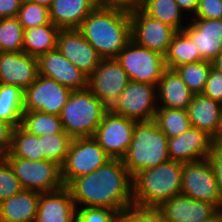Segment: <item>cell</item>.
Segmentation results:
<instances>
[{"mask_svg": "<svg viewBox=\"0 0 222 222\" xmlns=\"http://www.w3.org/2000/svg\"><path fill=\"white\" fill-rule=\"evenodd\" d=\"M193 93L176 70L166 68L157 84L158 107L186 110Z\"/></svg>", "mask_w": 222, "mask_h": 222, "instance_id": "obj_23", "label": "cell"}, {"mask_svg": "<svg viewBox=\"0 0 222 222\" xmlns=\"http://www.w3.org/2000/svg\"><path fill=\"white\" fill-rule=\"evenodd\" d=\"M23 190L9 163L4 159L0 163V203Z\"/></svg>", "mask_w": 222, "mask_h": 222, "instance_id": "obj_38", "label": "cell"}, {"mask_svg": "<svg viewBox=\"0 0 222 222\" xmlns=\"http://www.w3.org/2000/svg\"><path fill=\"white\" fill-rule=\"evenodd\" d=\"M43 160H49L62 166L69 150L72 138L65 132L39 136Z\"/></svg>", "mask_w": 222, "mask_h": 222, "instance_id": "obj_34", "label": "cell"}, {"mask_svg": "<svg viewBox=\"0 0 222 222\" xmlns=\"http://www.w3.org/2000/svg\"><path fill=\"white\" fill-rule=\"evenodd\" d=\"M37 61L38 74L72 90L88 88V76L64 57L58 49L40 55Z\"/></svg>", "mask_w": 222, "mask_h": 222, "instance_id": "obj_18", "label": "cell"}, {"mask_svg": "<svg viewBox=\"0 0 222 222\" xmlns=\"http://www.w3.org/2000/svg\"><path fill=\"white\" fill-rule=\"evenodd\" d=\"M14 127L3 120H0V149L6 154L8 153Z\"/></svg>", "mask_w": 222, "mask_h": 222, "instance_id": "obj_43", "label": "cell"}, {"mask_svg": "<svg viewBox=\"0 0 222 222\" xmlns=\"http://www.w3.org/2000/svg\"><path fill=\"white\" fill-rule=\"evenodd\" d=\"M60 30L52 22L25 29L23 52L38 58L42 54L57 49V39Z\"/></svg>", "mask_w": 222, "mask_h": 222, "instance_id": "obj_26", "label": "cell"}, {"mask_svg": "<svg viewBox=\"0 0 222 222\" xmlns=\"http://www.w3.org/2000/svg\"><path fill=\"white\" fill-rule=\"evenodd\" d=\"M66 187L77 208H109L120 214L134 205L132 176L122 159L111 158L95 171L73 179Z\"/></svg>", "mask_w": 222, "mask_h": 222, "instance_id": "obj_1", "label": "cell"}, {"mask_svg": "<svg viewBox=\"0 0 222 222\" xmlns=\"http://www.w3.org/2000/svg\"><path fill=\"white\" fill-rule=\"evenodd\" d=\"M129 82L128 74L116 58L101 59L88 77V89L110 110Z\"/></svg>", "mask_w": 222, "mask_h": 222, "instance_id": "obj_13", "label": "cell"}, {"mask_svg": "<svg viewBox=\"0 0 222 222\" xmlns=\"http://www.w3.org/2000/svg\"><path fill=\"white\" fill-rule=\"evenodd\" d=\"M182 163L169 160L138 172L132 177L133 203L144 208H159L182 190Z\"/></svg>", "mask_w": 222, "mask_h": 222, "instance_id": "obj_3", "label": "cell"}, {"mask_svg": "<svg viewBox=\"0 0 222 222\" xmlns=\"http://www.w3.org/2000/svg\"><path fill=\"white\" fill-rule=\"evenodd\" d=\"M8 153L12 157H19L30 161L43 160L39 136L28 133L21 126L13 129L11 146Z\"/></svg>", "mask_w": 222, "mask_h": 222, "instance_id": "obj_31", "label": "cell"}, {"mask_svg": "<svg viewBox=\"0 0 222 222\" xmlns=\"http://www.w3.org/2000/svg\"><path fill=\"white\" fill-rule=\"evenodd\" d=\"M40 193L23 189L0 203V222H35Z\"/></svg>", "mask_w": 222, "mask_h": 222, "instance_id": "obj_25", "label": "cell"}, {"mask_svg": "<svg viewBox=\"0 0 222 222\" xmlns=\"http://www.w3.org/2000/svg\"><path fill=\"white\" fill-rule=\"evenodd\" d=\"M77 29L102 59L116 58L131 40L130 9L100 2Z\"/></svg>", "mask_w": 222, "mask_h": 222, "instance_id": "obj_2", "label": "cell"}, {"mask_svg": "<svg viewBox=\"0 0 222 222\" xmlns=\"http://www.w3.org/2000/svg\"><path fill=\"white\" fill-rule=\"evenodd\" d=\"M159 210L169 222H217L222 217L215 205L182 194L164 202Z\"/></svg>", "mask_w": 222, "mask_h": 222, "instance_id": "obj_15", "label": "cell"}, {"mask_svg": "<svg viewBox=\"0 0 222 222\" xmlns=\"http://www.w3.org/2000/svg\"><path fill=\"white\" fill-rule=\"evenodd\" d=\"M216 140L207 132L190 127L186 132L168 139L170 160L189 163L207 159Z\"/></svg>", "mask_w": 222, "mask_h": 222, "instance_id": "obj_17", "label": "cell"}, {"mask_svg": "<svg viewBox=\"0 0 222 222\" xmlns=\"http://www.w3.org/2000/svg\"><path fill=\"white\" fill-rule=\"evenodd\" d=\"M20 126L28 133L36 136L64 131L61 119L58 115L40 111H24Z\"/></svg>", "mask_w": 222, "mask_h": 222, "instance_id": "obj_32", "label": "cell"}, {"mask_svg": "<svg viewBox=\"0 0 222 222\" xmlns=\"http://www.w3.org/2000/svg\"><path fill=\"white\" fill-rule=\"evenodd\" d=\"M99 3L100 0H53L50 20L60 29H77Z\"/></svg>", "mask_w": 222, "mask_h": 222, "instance_id": "obj_24", "label": "cell"}, {"mask_svg": "<svg viewBox=\"0 0 222 222\" xmlns=\"http://www.w3.org/2000/svg\"><path fill=\"white\" fill-rule=\"evenodd\" d=\"M192 18L222 19V0H199Z\"/></svg>", "mask_w": 222, "mask_h": 222, "instance_id": "obj_40", "label": "cell"}, {"mask_svg": "<svg viewBox=\"0 0 222 222\" xmlns=\"http://www.w3.org/2000/svg\"><path fill=\"white\" fill-rule=\"evenodd\" d=\"M191 127L207 132L216 141L222 132V104L203 94H195L187 107Z\"/></svg>", "mask_w": 222, "mask_h": 222, "instance_id": "obj_22", "label": "cell"}, {"mask_svg": "<svg viewBox=\"0 0 222 222\" xmlns=\"http://www.w3.org/2000/svg\"><path fill=\"white\" fill-rule=\"evenodd\" d=\"M22 0H0V19L17 17Z\"/></svg>", "mask_w": 222, "mask_h": 222, "instance_id": "obj_44", "label": "cell"}, {"mask_svg": "<svg viewBox=\"0 0 222 222\" xmlns=\"http://www.w3.org/2000/svg\"><path fill=\"white\" fill-rule=\"evenodd\" d=\"M15 176L25 190L39 193L52 192L63 188L61 166L49 160L30 161L5 154Z\"/></svg>", "mask_w": 222, "mask_h": 222, "instance_id": "obj_6", "label": "cell"}, {"mask_svg": "<svg viewBox=\"0 0 222 222\" xmlns=\"http://www.w3.org/2000/svg\"><path fill=\"white\" fill-rule=\"evenodd\" d=\"M179 8L188 15L192 17L197 10L199 0H175ZM187 12V13H186ZM191 14V15H190Z\"/></svg>", "mask_w": 222, "mask_h": 222, "instance_id": "obj_46", "label": "cell"}, {"mask_svg": "<svg viewBox=\"0 0 222 222\" xmlns=\"http://www.w3.org/2000/svg\"><path fill=\"white\" fill-rule=\"evenodd\" d=\"M109 109L88 88L73 90L59 117L71 138L94 137Z\"/></svg>", "mask_w": 222, "mask_h": 222, "instance_id": "obj_5", "label": "cell"}, {"mask_svg": "<svg viewBox=\"0 0 222 222\" xmlns=\"http://www.w3.org/2000/svg\"><path fill=\"white\" fill-rule=\"evenodd\" d=\"M217 142H219V143L222 144V132H221V135H220V137L218 138Z\"/></svg>", "mask_w": 222, "mask_h": 222, "instance_id": "obj_50", "label": "cell"}, {"mask_svg": "<svg viewBox=\"0 0 222 222\" xmlns=\"http://www.w3.org/2000/svg\"><path fill=\"white\" fill-rule=\"evenodd\" d=\"M211 61L202 60L195 63L184 64L175 70L181 76L182 80L195 94H202L207 79L211 71Z\"/></svg>", "mask_w": 222, "mask_h": 222, "instance_id": "obj_33", "label": "cell"}, {"mask_svg": "<svg viewBox=\"0 0 222 222\" xmlns=\"http://www.w3.org/2000/svg\"><path fill=\"white\" fill-rule=\"evenodd\" d=\"M17 18L24 30L51 23L49 8L29 0H22Z\"/></svg>", "mask_w": 222, "mask_h": 222, "instance_id": "obj_36", "label": "cell"}, {"mask_svg": "<svg viewBox=\"0 0 222 222\" xmlns=\"http://www.w3.org/2000/svg\"><path fill=\"white\" fill-rule=\"evenodd\" d=\"M212 68L222 71V51L211 61Z\"/></svg>", "mask_w": 222, "mask_h": 222, "instance_id": "obj_47", "label": "cell"}, {"mask_svg": "<svg viewBox=\"0 0 222 222\" xmlns=\"http://www.w3.org/2000/svg\"><path fill=\"white\" fill-rule=\"evenodd\" d=\"M38 76L36 57L21 52H0V83L25 90Z\"/></svg>", "mask_w": 222, "mask_h": 222, "instance_id": "obj_19", "label": "cell"}, {"mask_svg": "<svg viewBox=\"0 0 222 222\" xmlns=\"http://www.w3.org/2000/svg\"><path fill=\"white\" fill-rule=\"evenodd\" d=\"M116 60L126 71L130 81L157 85L166 69L165 57L137 45L132 39L117 55Z\"/></svg>", "mask_w": 222, "mask_h": 222, "instance_id": "obj_7", "label": "cell"}, {"mask_svg": "<svg viewBox=\"0 0 222 222\" xmlns=\"http://www.w3.org/2000/svg\"><path fill=\"white\" fill-rule=\"evenodd\" d=\"M77 207L69 189L40 193L35 222H76Z\"/></svg>", "mask_w": 222, "mask_h": 222, "instance_id": "obj_21", "label": "cell"}, {"mask_svg": "<svg viewBox=\"0 0 222 222\" xmlns=\"http://www.w3.org/2000/svg\"><path fill=\"white\" fill-rule=\"evenodd\" d=\"M5 159V153L0 149V163Z\"/></svg>", "mask_w": 222, "mask_h": 222, "instance_id": "obj_49", "label": "cell"}, {"mask_svg": "<svg viewBox=\"0 0 222 222\" xmlns=\"http://www.w3.org/2000/svg\"><path fill=\"white\" fill-rule=\"evenodd\" d=\"M131 39L139 46L166 55L176 30L147 15L140 7L130 9Z\"/></svg>", "mask_w": 222, "mask_h": 222, "instance_id": "obj_11", "label": "cell"}, {"mask_svg": "<svg viewBox=\"0 0 222 222\" xmlns=\"http://www.w3.org/2000/svg\"><path fill=\"white\" fill-rule=\"evenodd\" d=\"M183 31L204 60L212 61L222 51V19L192 18Z\"/></svg>", "mask_w": 222, "mask_h": 222, "instance_id": "obj_20", "label": "cell"}, {"mask_svg": "<svg viewBox=\"0 0 222 222\" xmlns=\"http://www.w3.org/2000/svg\"><path fill=\"white\" fill-rule=\"evenodd\" d=\"M147 15L170 25L176 31H182L188 16L179 8L175 0H144L139 6ZM184 14V15H183ZM184 16V17H183ZM186 18V19H183Z\"/></svg>", "mask_w": 222, "mask_h": 222, "instance_id": "obj_28", "label": "cell"}, {"mask_svg": "<svg viewBox=\"0 0 222 222\" xmlns=\"http://www.w3.org/2000/svg\"><path fill=\"white\" fill-rule=\"evenodd\" d=\"M29 1L50 8L53 0H29Z\"/></svg>", "mask_w": 222, "mask_h": 222, "instance_id": "obj_48", "label": "cell"}, {"mask_svg": "<svg viewBox=\"0 0 222 222\" xmlns=\"http://www.w3.org/2000/svg\"><path fill=\"white\" fill-rule=\"evenodd\" d=\"M24 29L17 17L0 19V52L23 51Z\"/></svg>", "mask_w": 222, "mask_h": 222, "instance_id": "obj_35", "label": "cell"}, {"mask_svg": "<svg viewBox=\"0 0 222 222\" xmlns=\"http://www.w3.org/2000/svg\"><path fill=\"white\" fill-rule=\"evenodd\" d=\"M118 222H169L159 208L132 205L118 215Z\"/></svg>", "mask_w": 222, "mask_h": 222, "instance_id": "obj_37", "label": "cell"}, {"mask_svg": "<svg viewBox=\"0 0 222 222\" xmlns=\"http://www.w3.org/2000/svg\"><path fill=\"white\" fill-rule=\"evenodd\" d=\"M169 160L168 137L156 123L153 120L136 122L129 149L122 158L130 175L133 177Z\"/></svg>", "mask_w": 222, "mask_h": 222, "instance_id": "obj_4", "label": "cell"}, {"mask_svg": "<svg viewBox=\"0 0 222 222\" xmlns=\"http://www.w3.org/2000/svg\"><path fill=\"white\" fill-rule=\"evenodd\" d=\"M143 1L144 0H100L103 4L121 6L128 9L139 7Z\"/></svg>", "mask_w": 222, "mask_h": 222, "instance_id": "obj_45", "label": "cell"}, {"mask_svg": "<svg viewBox=\"0 0 222 222\" xmlns=\"http://www.w3.org/2000/svg\"><path fill=\"white\" fill-rule=\"evenodd\" d=\"M57 49L88 77L102 59L78 29H61L58 34Z\"/></svg>", "mask_w": 222, "mask_h": 222, "instance_id": "obj_16", "label": "cell"}, {"mask_svg": "<svg viewBox=\"0 0 222 222\" xmlns=\"http://www.w3.org/2000/svg\"><path fill=\"white\" fill-rule=\"evenodd\" d=\"M72 91L69 87L38 74L36 80L24 90V111H40L59 116Z\"/></svg>", "mask_w": 222, "mask_h": 222, "instance_id": "obj_12", "label": "cell"}, {"mask_svg": "<svg viewBox=\"0 0 222 222\" xmlns=\"http://www.w3.org/2000/svg\"><path fill=\"white\" fill-rule=\"evenodd\" d=\"M153 121L168 139L181 135L190 127L187 110L158 107Z\"/></svg>", "mask_w": 222, "mask_h": 222, "instance_id": "obj_30", "label": "cell"}, {"mask_svg": "<svg viewBox=\"0 0 222 222\" xmlns=\"http://www.w3.org/2000/svg\"><path fill=\"white\" fill-rule=\"evenodd\" d=\"M164 57L166 68L173 70L184 64L204 60L200 53L196 51L192 40L183 30L175 32Z\"/></svg>", "mask_w": 222, "mask_h": 222, "instance_id": "obj_27", "label": "cell"}, {"mask_svg": "<svg viewBox=\"0 0 222 222\" xmlns=\"http://www.w3.org/2000/svg\"><path fill=\"white\" fill-rule=\"evenodd\" d=\"M24 112V90L16 85L0 83V120L14 128L21 125Z\"/></svg>", "mask_w": 222, "mask_h": 222, "instance_id": "obj_29", "label": "cell"}, {"mask_svg": "<svg viewBox=\"0 0 222 222\" xmlns=\"http://www.w3.org/2000/svg\"><path fill=\"white\" fill-rule=\"evenodd\" d=\"M110 159L94 137L72 138L61 166L64 185L67 186L73 179L95 171Z\"/></svg>", "mask_w": 222, "mask_h": 222, "instance_id": "obj_8", "label": "cell"}, {"mask_svg": "<svg viewBox=\"0 0 222 222\" xmlns=\"http://www.w3.org/2000/svg\"><path fill=\"white\" fill-rule=\"evenodd\" d=\"M202 94L222 104V71L211 67Z\"/></svg>", "mask_w": 222, "mask_h": 222, "instance_id": "obj_41", "label": "cell"}, {"mask_svg": "<svg viewBox=\"0 0 222 222\" xmlns=\"http://www.w3.org/2000/svg\"><path fill=\"white\" fill-rule=\"evenodd\" d=\"M157 108V85L130 81L110 110L140 122L153 120Z\"/></svg>", "mask_w": 222, "mask_h": 222, "instance_id": "obj_10", "label": "cell"}, {"mask_svg": "<svg viewBox=\"0 0 222 222\" xmlns=\"http://www.w3.org/2000/svg\"><path fill=\"white\" fill-rule=\"evenodd\" d=\"M181 194L215 205L222 212V201L213 168L207 159L182 163Z\"/></svg>", "mask_w": 222, "mask_h": 222, "instance_id": "obj_9", "label": "cell"}, {"mask_svg": "<svg viewBox=\"0 0 222 222\" xmlns=\"http://www.w3.org/2000/svg\"><path fill=\"white\" fill-rule=\"evenodd\" d=\"M137 121L108 110L94 134V139L111 157L122 159L130 146Z\"/></svg>", "mask_w": 222, "mask_h": 222, "instance_id": "obj_14", "label": "cell"}, {"mask_svg": "<svg viewBox=\"0 0 222 222\" xmlns=\"http://www.w3.org/2000/svg\"><path fill=\"white\" fill-rule=\"evenodd\" d=\"M118 213L109 208H77L76 222H118Z\"/></svg>", "mask_w": 222, "mask_h": 222, "instance_id": "obj_39", "label": "cell"}, {"mask_svg": "<svg viewBox=\"0 0 222 222\" xmlns=\"http://www.w3.org/2000/svg\"><path fill=\"white\" fill-rule=\"evenodd\" d=\"M208 160L213 168L217 183L218 190L222 201V144L215 142L212 151L209 154Z\"/></svg>", "mask_w": 222, "mask_h": 222, "instance_id": "obj_42", "label": "cell"}]
</instances>
